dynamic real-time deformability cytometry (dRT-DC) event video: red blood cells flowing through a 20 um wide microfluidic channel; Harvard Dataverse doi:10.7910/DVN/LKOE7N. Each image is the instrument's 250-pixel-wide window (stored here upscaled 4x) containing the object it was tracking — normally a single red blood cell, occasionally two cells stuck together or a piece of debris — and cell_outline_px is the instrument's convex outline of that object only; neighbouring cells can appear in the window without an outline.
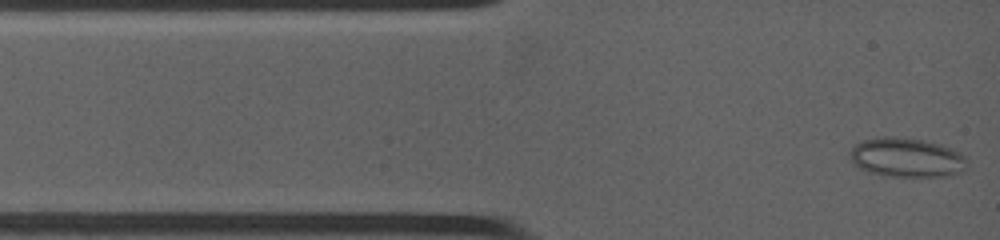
{"species": "common noctule bat (a hibernating species)", "species_latin": "Nyctalus noctula", "temperature_condition": "warm", "stored_images_in_passage": 73, "camera_frame_rate_fps": 4500, "um_per_image_px": 0.085, "animal": {"sex": "female", "body_mass_g": 19.0, "forearm_length_mm": 53.3}, "frame": {"image": 1, "passage_image": 1, "time_ms": 0.0, "image_size_px": [1000, 240], "cell_outline_px": [[964, 172], [948, 176], [888, 176], [868, 172], [852, 164], [848, 152], [856, 144], [864, 140], [920, 140], [952, 148], [960, 152], [964, 156]], "centroid_in_image_um": [77.06, 13.46], "position_along_channel_um": 7.9, "area_um2": 25.72}}
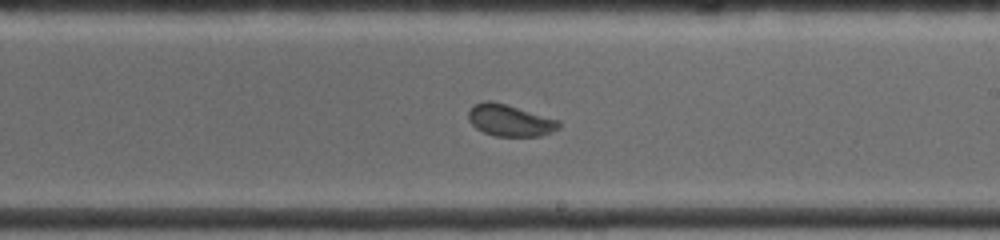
{"frame": {"image": 2, "passage_image": 32, "time_ms": 7.111, "image_size_px": [1000, 240], "cell_outline_px": [[560, 128], [552, 132], [540, 136], [496, 136], [484, 132], [476, 128], [468, 120], [468, 112], [472, 104], [484, 100], [492, 100], [508, 104], [560, 120]], "centroid_in_image_um": [43.33, 10.21], "position_along_channel_um": 245.7, "area_um2": 17.05}}
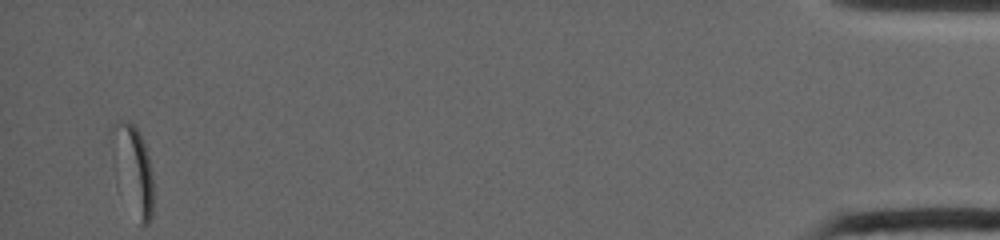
{"frame": {"image": 3, "passage_image": 73, "time_ms": 15.111, "image_size_px": [1000, 240], "cell_outline_px": [[152, 216], [148, 224], [140, 224], [108, 132], [108, 128], [116, 120], [128, 120], [136, 128], [144, 140], [152, 172]], "centroid_in_image_um": [11.38, 14.15], "position_along_channel_um": 423.8, "area_um2": 18.96}, "authors_computed_cell_mechanics": {"area_um2": 17.9758, "velocity_mm_per_s": 3.9113, "shape_relaxation_time_tau1_ms": null, "shape_relaxation_time_tau2_ms": 0.9254, "deformation_change_tau1": null, "deformation_change_tau2": 0.0506}}